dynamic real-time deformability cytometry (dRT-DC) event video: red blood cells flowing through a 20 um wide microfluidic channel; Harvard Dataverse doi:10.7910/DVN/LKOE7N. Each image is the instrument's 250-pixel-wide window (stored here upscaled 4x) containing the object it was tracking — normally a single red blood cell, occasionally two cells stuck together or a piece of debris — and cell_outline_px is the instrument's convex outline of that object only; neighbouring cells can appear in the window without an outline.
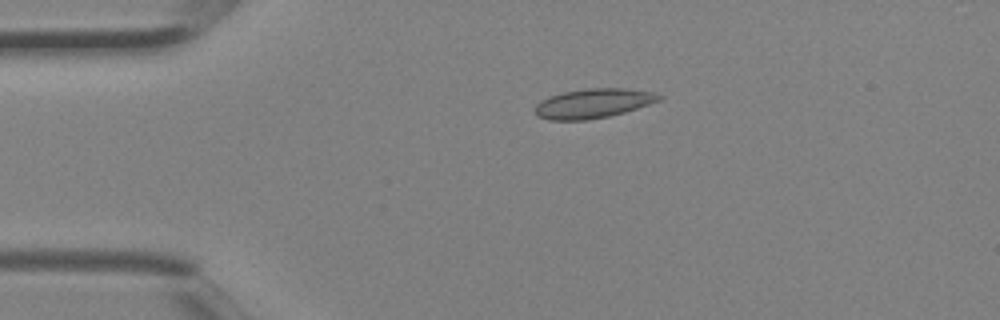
{"species": "Egyptian fruit bat (a non-hibernating species)", "species_latin": "Rousettus aegyptiacus", "temperature_condition": "room temperature", "stored_images_in_passage": 3, "camera_frame_rate_fps": 3000, "um_per_image_px": 0.085, "animal": {"sex": "female"}, "frame": {"image": 1, "passage_image": 2, "time_ms": 0.333, "image_size_px": [1000, 320], "cell_outline_px": [[664, 96], [660, 100], [624, 112], [608, 116], [584, 120], [548, 120], [536, 116], [536, 104], [540, 100], [548, 96], [564, 92], [584, 88], [624, 88], [652, 92]], "centroid_in_image_um": [50.38, 8.78], "position_along_channel_um": 34.6, "area_um2": 21.21}}
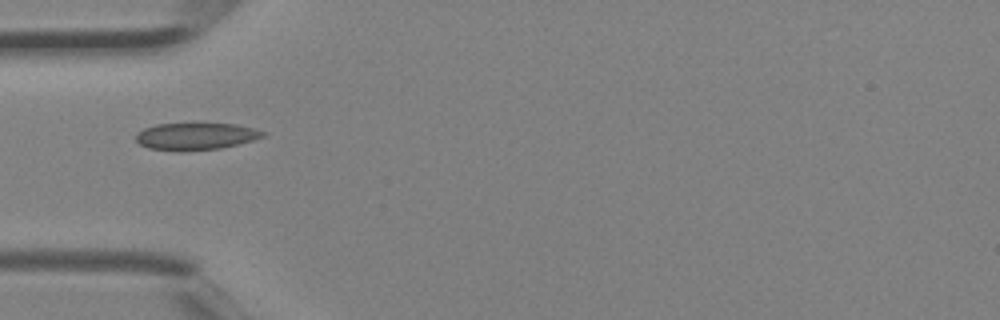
{"frame": {"image": 2, "passage_image": 3, "time_ms": 0.667, "image_size_px": [1000, 320], "cell_outline_px": [[268, 132], [264, 136], [252, 140], [220, 148], [180, 152], [148, 148], [140, 144], [136, 140], [136, 132], [144, 128], [156, 124], [236, 124]], "centroid_in_image_um": [16.6, 11.59], "position_along_channel_um": 68.4, "area_um2": 20.0}}